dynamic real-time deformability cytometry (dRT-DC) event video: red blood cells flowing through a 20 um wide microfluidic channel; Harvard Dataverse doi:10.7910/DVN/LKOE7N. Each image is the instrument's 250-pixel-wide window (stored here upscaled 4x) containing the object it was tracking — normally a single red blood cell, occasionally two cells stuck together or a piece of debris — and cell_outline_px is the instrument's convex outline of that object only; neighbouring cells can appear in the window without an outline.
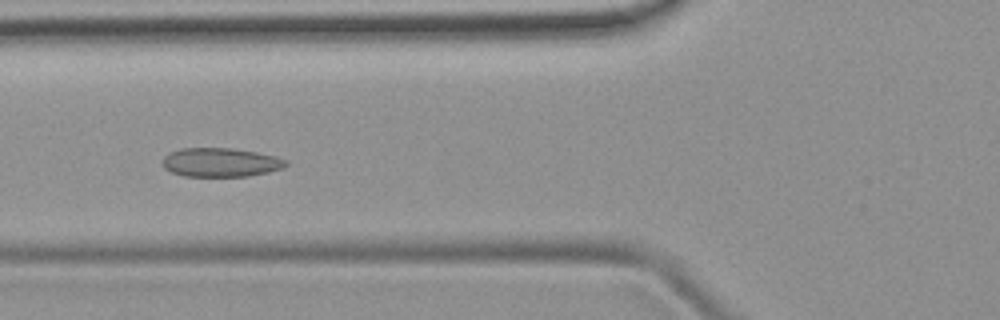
{"species": "common noctule bat (a hibernating species)", "species_latin": "Nyctalus noctula", "temperature_condition": "room temperature", "stored_images_in_passage": 8, "camera_frame_rate_fps": 3000, "um_per_image_px": 0.085, "animal": {"sex": "female", "body_mass_g": 19.9}, "frame": {"image": 1, "passage_image": 6, "time_ms": 5.667, "image_size_px": [1000, 320], "cell_outline_px": [[288, 164], [284, 168], [268, 172], [248, 176], [184, 176], [172, 172], [164, 168], [160, 164], [160, 160], [168, 152], [180, 148], [232, 148], [256, 152], [276, 156], [288, 160]], "centroid_in_image_um": [18.72, 13.79], "position_along_channel_um": 107.1, "area_um2": 21.1}}
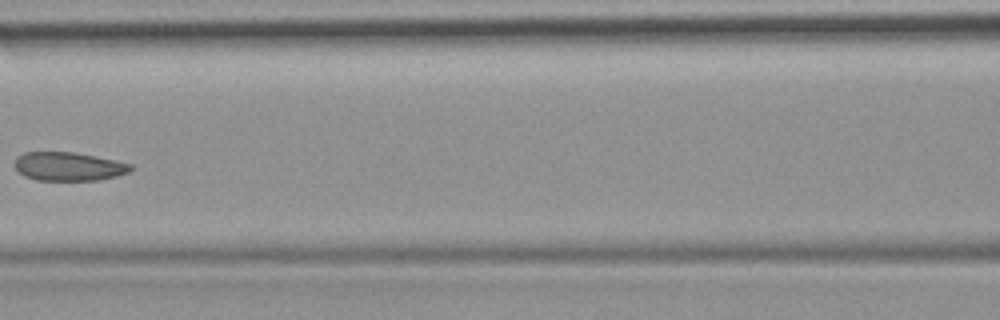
{"frame": {"image": 2, "passage_image": 7, "time_ms": 7.0, "image_size_px": [1000, 320], "cell_outline_px": [[132, 168], [128, 172], [116, 176], [100, 180], [36, 180], [24, 176], [12, 164], [16, 156], [24, 152], [72, 152], [96, 156], [132, 164]], "centroid_in_image_um": [5.79, 14.14], "position_along_channel_um": 160.8, "area_um2": 19.42}}
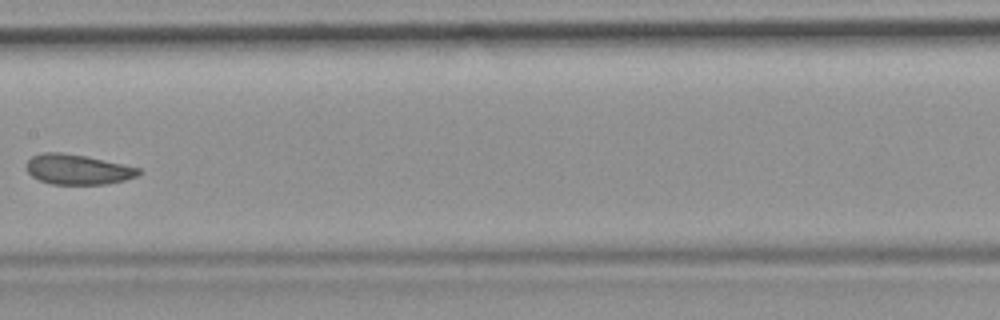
{"frame": {"image": 3, "passage_image": 8, "time_ms": 8.0, "image_size_px": [1000, 320], "cell_outline_px": [[144, 172], [136, 176], [124, 180], [108, 184], [52, 184], [40, 180], [32, 176], [24, 168], [24, 164], [32, 156], [40, 152], [60, 152], [88, 156], [140, 168]], "centroid_in_image_um": [6.58, 14.39], "position_along_channel_um": 200.8, "area_um2": 19.94}}